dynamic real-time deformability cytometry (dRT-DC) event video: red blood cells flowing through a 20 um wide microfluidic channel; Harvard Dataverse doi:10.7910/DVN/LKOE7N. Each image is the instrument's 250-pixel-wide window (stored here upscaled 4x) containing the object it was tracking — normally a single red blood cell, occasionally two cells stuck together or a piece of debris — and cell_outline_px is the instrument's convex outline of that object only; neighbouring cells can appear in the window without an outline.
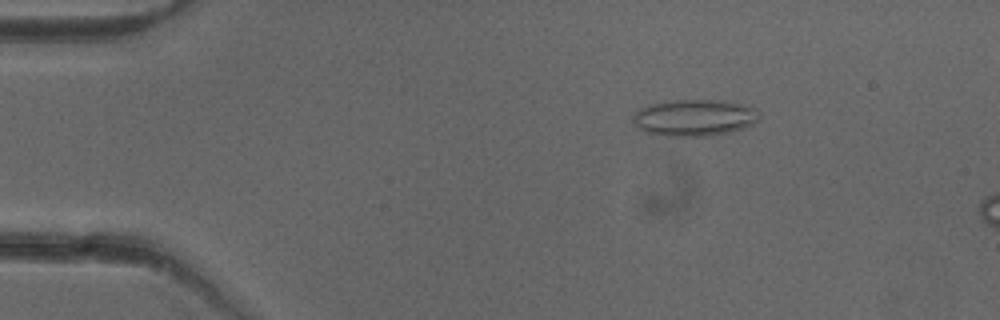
{"species": "common noctule bat (a hibernating species)", "species_latin": "Nyctalus noctula", "temperature_condition": "cold", "stored_images_in_passage": 7, "camera_frame_rate_fps": 3000, "um_per_image_px": 0.085, "animal": {"sex": "female"}, "frame": {"image": 1, "passage_image": 1, "time_ms": 0.0, "image_size_px": [1000, 320], "cell_outline_px": [[760, 116], [752, 124], [744, 128], [728, 132], [704, 136], [664, 136], [644, 132], [632, 120], [632, 116], [640, 108], [652, 104], [672, 100], [724, 100], [756, 108]], "centroid_in_image_um": [59.01, 10.0], "position_along_channel_um": 26.0, "area_um2": 26.82}}